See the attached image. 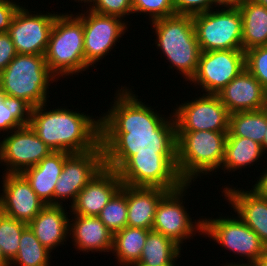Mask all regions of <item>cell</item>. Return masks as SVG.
<instances>
[{
  "label": "cell",
  "mask_w": 267,
  "mask_h": 266,
  "mask_svg": "<svg viewBox=\"0 0 267 266\" xmlns=\"http://www.w3.org/2000/svg\"><path fill=\"white\" fill-rule=\"evenodd\" d=\"M123 88L116 92L110 110L100 117L105 167L117 171L135 154H177L174 116L162 117L131 89Z\"/></svg>",
  "instance_id": "obj_1"
},
{
  "label": "cell",
  "mask_w": 267,
  "mask_h": 266,
  "mask_svg": "<svg viewBox=\"0 0 267 266\" xmlns=\"http://www.w3.org/2000/svg\"><path fill=\"white\" fill-rule=\"evenodd\" d=\"M46 106L32 109L29 126L53 152L85 153L101 144L100 117L67 108L46 111Z\"/></svg>",
  "instance_id": "obj_2"
},
{
  "label": "cell",
  "mask_w": 267,
  "mask_h": 266,
  "mask_svg": "<svg viewBox=\"0 0 267 266\" xmlns=\"http://www.w3.org/2000/svg\"><path fill=\"white\" fill-rule=\"evenodd\" d=\"M157 46L165 54L170 68L190 81L196 74L201 53L192 15L175 14L152 21Z\"/></svg>",
  "instance_id": "obj_3"
},
{
  "label": "cell",
  "mask_w": 267,
  "mask_h": 266,
  "mask_svg": "<svg viewBox=\"0 0 267 266\" xmlns=\"http://www.w3.org/2000/svg\"><path fill=\"white\" fill-rule=\"evenodd\" d=\"M44 57L56 78L89 69L84 56L83 21L78 15L57 14Z\"/></svg>",
  "instance_id": "obj_4"
},
{
  "label": "cell",
  "mask_w": 267,
  "mask_h": 266,
  "mask_svg": "<svg viewBox=\"0 0 267 266\" xmlns=\"http://www.w3.org/2000/svg\"><path fill=\"white\" fill-rule=\"evenodd\" d=\"M177 133V171L185 183L200 174L221 168L228 132L193 131ZM218 168V169H217Z\"/></svg>",
  "instance_id": "obj_5"
},
{
  "label": "cell",
  "mask_w": 267,
  "mask_h": 266,
  "mask_svg": "<svg viewBox=\"0 0 267 266\" xmlns=\"http://www.w3.org/2000/svg\"><path fill=\"white\" fill-rule=\"evenodd\" d=\"M54 79L58 80L49 70L44 55L17 54L0 73V89L34 108L47 102L50 81Z\"/></svg>",
  "instance_id": "obj_6"
},
{
  "label": "cell",
  "mask_w": 267,
  "mask_h": 266,
  "mask_svg": "<svg viewBox=\"0 0 267 266\" xmlns=\"http://www.w3.org/2000/svg\"><path fill=\"white\" fill-rule=\"evenodd\" d=\"M192 16L197 41L202 52L242 50V17L235 3ZM226 7V9H225Z\"/></svg>",
  "instance_id": "obj_7"
},
{
  "label": "cell",
  "mask_w": 267,
  "mask_h": 266,
  "mask_svg": "<svg viewBox=\"0 0 267 266\" xmlns=\"http://www.w3.org/2000/svg\"><path fill=\"white\" fill-rule=\"evenodd\" d=\"M117 173L123 184L135 187L174 191L185 184L177 171V154H135Z\"/></svg>",
  "instance_id": "obj_8"
},
{
  "label": "cell",
  "mask_w": 267,
  "mask_h": 266,
  "mask_svg": "<svg viewBox=\"0 0 267 266\" xmlns=\"http://www.w3.org/2000/svg\"><path fill=\"white\" fill-rule=\"evenodd\" d=\"M203 234L250 263L257 264L267 247L239 217L203 218Z\"/></svg>",
  "instance_id": "obj_9"
},
{
  "label": "cell",
  "mask_w": 267,
  "mask_h": 266,
  "mask_svg": "<svg viewBox=\"0 0 267 266\" xmlns=\"http://www.w3.org/2000/svg\"><path fill=\"white\" fill-rule=\"evenodd\" d=\"M175 112V113H174ZM173 113L176 132H228L230 113L217 95L203 94L177 106Z\"/></svg>",
  "instance_id": "obj_10"
},
{
  "label": "cell",
  "mask_w": 267,
  "mask_h": 266,
  "mask_svg": "<svg viewBox=\"0 0 267 266\" xmlns=\"http://www.w3.org/2000/svg\"><path fill=\"white\" fill-rule=\"evenodd\" d=\"M190 185V183H185L179 189L169 191L160 200L152 227L153 231L165 235L180 247L184 243L183 240L187 238L189 240L193 234H196V231L201 232L199 235H203V219L193 222L183 205L184 199L182 198Z\"/></svg>",
  "instance_id": "obj_11"
},
{
  "label": "cell",
  "mask_w": 267,
  "mask_h": 266,
  "mask_svg": "<svg viewBox=\"0 0 267 266\" xmlns=\"http://www.w3.org/2000/svg\"><path fill=\"white\" fill-rule=\"evenodd\" d=\"M245 68L243 50H212L200 53L198 68L190 82L216 95Z\"/></svg>",
  "instance_id": "obj_12"
},
{
  "label": "cell",
  "mask_w": 267,
  "mask_h": 266,
  "mask_svg": "<svg viewBox=\"0 0 267 266\" xmlns=\"http://www.w3.org/2000/svg\"><path fill=\"white\" fill-rule=\"evenodd\" d=\"M104 167V152L101 144L91 151L71 154L65 160L62 173L56 182L53 204L63 205L62 201L69 198L72 200V205L78 193Z\"/></svg>",
  "instance_id": "obj_13"
},
{
  "label": "cell",
  "mask_w": 267,
  "mask_h": 266,
  "mask_svg": "<svg viewBox=\"0 0 267 266\" xmlns=\"http://www.w3.org/2000/svg\"><path fill=\"white\" fill-rule=\"evenodd\" d=\"M10 133L0 142V164L8 166L5 174H21L53 152L29 125Z\"/></svg>",
  "instance_id": "obj_14"
},
{
  "label": "cell",
  "mask_w": 267,
  "mask_h": 266,
  "mask_svg": "<svg viewBox=\"0 0 267 266\" xmlns=\"http://www.w3.org/2000/svg\"><path fill=\"white\" fill-rule=\"evenodd\" d=\"M86 13L77 15L83 21L85 62L92 67L110 53L112 46L125 34L127 23L117 16L102 15L91 10Z\"/></svg>",
  "instance_id": "obj_15"
},
{
  "label": "cell",
  "mask_w": 267,
  "mask_h": 266,
  "mask_svg": "<svg viewBox=\"0 0 267 266\" xmlns=\"http://www.w3.org/2000/svg\"><path fill=\"white\" fill-rule=\"evenodd\" d=\"M25 8L17 10L8 33L17 54L44 55L57 14H31Z\"/></svg>",
  "instance_id": "obj_16"
},
{
  "label": "cell",
  "mask_w": 267,
  "mask_h": 266,
  "mask_svg": "<svg viewBox=\"0 0 267 266\" xmlns=\"http://www.w3.org/2000/svg\"><path fill=\"white\" fill-rule=\"evenodd\" d=\"M0 211L29 224L46 205L32 190L22 174H3Z\"/></svg>",
  "instance_id": "obj_17"
},
{
  "label": "cell",
  "mask_w": 267,
  "mask_h": 266,
  "mask_svg": "<svg viewBox=\"0 0 267 266\" xmlns=\"http://www.w3.org/2000/svg\"><path fill=\"white\" fill-rule=\"evenodd\" d=\"M216 95L230 114L267 107V91L246 68Z\"/></svg>",
  "instance_id": "obj_18"
},
{
  "label": "cell",
  "mask_w": 267,
  "mask_h": 266,
  "mask_svg": "<svg viewBox=\"0 0 267 266\" xmlns=\"http://www.w3.org/2000/svg\"><path fill=\"white\" fill-rule=\"evenodd\" d=\"M122 185L117 171L104 167L78 193L70 206L72 214L98 216Z\"/></svg>",
  "instance_id": "obj_19"
},
{
  "label": "cell",
  "mask_w": 267,
  "mask_h": 266,
  "mask_svg": "<svg viewBox=\"0 0 267 266\" xmlns=\"http://www.w3.org/2000/svg\"><path fill=\"white\" fill-rule=\"evenodd\" d=\"M225 187L222 193L231 204L237 216L267 246V198L259 196L254 190Z\"/></svg>",
  "instance_id": "obj_20"
},
{
  "label": "cell",
  "mask_w": 267,
  "mask_h": 266,
  "mask_svg": "<svg viewBox=\"0 0 267 266\" xmlns=\"http://www.w3.org/2000/svg\"><path fill=\"white\" fill-rule=\"evenodd\" d=\"M73 215L74 218L69 222V235L72 234L75 248L87 253L112 251L113 233L98 216Z\"/></svg>",
  "instance_id": "obj_21"
},
{
  "label": "cell",
  "mask_w": 267,
  "mask_h": 266,
  "mask_svg": "<svg viewBox=\"0 0 267 266\" xmlns=\"http://www.w3.org/2000/svg\"><path fill=\"white\" fill-rule=\"evenodd\" d=\"M63 205L48 204L28 224L41 244L52 252L69 234V218Z\"/></svg>",
  "instance_id": "obj_22"
},
{
  "label": "cell",
  "mask_w": 267,
  "mask_h": 266,
  "mask_svg": "<svg viewBox=\"0 0 267 266\" xmlns=\"http://www.w3.org/2000/svg\"><path fill=\"white\" fill-rule=\"evenodd\" d=\"M168 192L157 187L127 185V226L152 230L157 205Z\"/></svg>",
  "instance_id": "obj_23"
},
{
  "label": "cell",
  "mask_w": 267,
  "mask_h": 266,
  "mask_svg": "<svg viewBox=\"0 0 267 266\" xmlns=\"http://www.w3.org/2000/svg\"><path fill=\"white\" fill-rule=\"evenodd\" d=\"M68 152H52L36 166L27 168L21 174L30 183L32 190L46 204H53V194Z\"/></svg>",
  "instance_id": "obj_24"
},
{
  "label": "cell",
  "mask_w": 267,
  "mask_h": 266,
  "mask_svg": "<svg viewBox=\"0 0 267 266\" xmlns=\"http://www.w3.org/2000/svg\"><path fill=\"white\" fill-rule=\"evenodd\" d=\"M242 17V50L267 46V7L255 0L235 2Z\"/></svg>",
  "instance_id": "obj_25"
},
{
  "label": "cell",
  "mask_w": 267,
  "mask_h": 266,
  "mask_svg": "<svg viewBox=\"0 0 267 266\" xmlns=\"http://www.w3.org/2000/svg\"><path fill=\"white\" fill-rule=\"evenodd\" d=\"M181 247L165 235L151 230L145 240L140 260L134 266L175 265Z\"/></svg>",
  "instance_id": "obj_26"
},
{
  "label": "cell",
  "mask_w": 267,
  "mask_h": 266,
  "mask_svg": "<svg viewBox=\"0 0 267 266\" xmlns=\"http://www.w3.org/2000/svg\"><path fill=\"white\" fill-rule=\"evenodd\" d=\"M151 230L126 226L113 234L112 251L120 265L134 266L139 260Z\"/></svg>",
  "instance_id": "obj_27"
},
{
  "label": "cell",
  "mask_w": 267,
  "mask_h": 266,
  "mask_svg": "<svg viewBox=\"0 0 267 266\" xmlns=\"http://www.w3.org/2000/svg\"><path fill=\"white\" fill-rule=\"evenodd\" d=\"M262 146L252 139L243 137H227L225 143V157L221 170L236 171L249 165L263 156ZM252 164V165H250Z\"/></svg>",
  "instance_id": "obj_28"
},
{
  "label": "cell",
  "mask_w": 267,
  "mask_h": 266,
  "mask_svg": "<svg viewBox=\"0 0 267 266\" xmlns=\"http://www.w3.org/2000/svg\"><path fill=\"white\" fill-rule=\"evenodd\" d=\"M267 130V107L260 110L235 112L229 116L227 137L249 138L263 144Z\"/></svg>",
  "instance_id": "obj_29"
},
{
  "label": "cell",
  "mask_w": 267,
  "mask_h": 266,
  "mask_svg": "<svg viewBox=\"0 0 267 266\" xmlns=\"http://www.w3.org/2000/svg\"><path fill=\"white\" fill-rule=\"evenodd\" d=\"M32 109L25 100L8 96L0 89V132L28 126Z\"/></svg>",
  "instance_id": "obj_30"
},
{
  "label": "cell",
  "mask_w": 267,
  "mask_h": 266,
  "mask_svg": "<svg viewBox=\"0 0 267 266\" xmlns=\"http://www.w3.org/2000/svg\"><path fill=\"white\" fill-rule=\"evenodd\" d=\"M50 253L27 226L21 234L18 253L9 266H49Z\"/></svg>",
  "instance_id": "obj_31"
},
{
  "label": "cell",
  "mask_w": 267,
  "mask_h": 266,
  "mask_svg": "<svg viewBox=\"0 0 267 266\" xmlns=\"http://www.w3.org/2000/svg\"><path fill=\"white\" fill-rule=\"evenodd\" d=\"M127 185L112 197L98 215L103 224L114 234L127 226Z\"/></svg>",
  "instance_id": "obj_32"
},
{
  "label": "cell",
  "mask_w": 267,
  "mask_h": 266,
  "mask_svg": "<svg viewBox=\"0 0 267 266\" xmlns=\"http://www.w3.org/2000/svg\"><path fill=\"white\" fill-rule=\"evenodd\" d=\"M27 226L28 224L0 211V247L9 262L17 255L21 234Z\"/></svg>",
  "instance_id": "obj_33"
},
{
  "label": "cell",
  "mask_w": 267,
  "mask_h": 266,
  "mask_svg": "<svg viewBox=\"0 0 267 266\" xmlns=\"http://www.w3.org/2000/svg\"><path fill=\"white\" fill-rule=\"evenodd\" d=\"M245 68L267 91V46L255 47L245 51Z\"/></svg>",
  "instance_id": "obj_34"
},
{
  "label": "cell",
  "mask_w": 267,
  "mask_h": 266,
  "mask_svg": "<svg viewBox=\"0 0 267 266\" xmlns=\"http://www.w3.org/2000/svg\"><path fill=\"white\" fill-rule=\"evenodd\" d=\"M132 6L133 14H149L151 21L176 14L172 0H132Z\"/></svg>",
  "instance_id": "obj_35"
},
{
  "label": "cell",
  "mask_w": 267,
  "mask_h": 266,
  "mask_svg": "<svg viewBox=\"0 0 267 266\" xmlns=\"http://www.w3.org/2000/svg\"><path fill=\"white\" fill-rule=\"evenodd\" d=\"M92 5L88 8L92 12L117 16L121 19L125 15L133 14L132 0H93Z\"/></svg>",
  "instance_id": "obj_36"
},
{
  "label": "cell",
  "mask_w": 267,
  "mask_h": 266,
  "mask_svg": "<svg viewBox=\"0 0 267 266\" xmlns=\"http://www.w3.org/2000/svg\"><path fill=\"white\" fill-rule=\"evenodd\" d=\"M176 14L195 15L207 12L214 7L223 8L220 0H172ZM222 5V6H221Z\"/></svg>",
  "instance_id": "obj_37"
},
{
  "label": "cell",
  "mask_w": 267,
  "mask_h": 266,
  "mask_svg": "<svg viewBox=\"0 0 267 266\" xmlns=\"http://www.w3.org/2000/svg\"><path fill=\"white\" fill-rule=\"evenodd\" d=\"M16 55L17 52L9 33H0V73Z\"/></svg>",
  "instance_id": "obj_38"
},
{
  "label": "cell",
  "mask_w": 267,
  "mask_h": 266,
  "mask_svg": "<svg viewBox=\"0 0 267 266\" xmlns=\"http://www.w3.org/2000/svg\"><path fill=\"white\" fill-rule=\"evenodd\" d=\"M21 6L11 0H0V33L8 32L12 20Z\"/></svg>",
  "instance_id": "obj_39"
},
{
  "label": "cell",
  "mask_w": 267,
  "mask_h": 266,
  "mask_svg": "<svg viewBox=\"0 0 267 266\" xmlns=\"http://www.w3.org/2000/svg\"><path fill=\"white\" fill-rule=\"evenodd\" d=\"M261 176V177H260ZM257 178V182L253 185V190L261 197L267 198V169Z\"/></svg>",
  "instance_id": "obj_40"
},
{
  "label": "cell",
  "mask_w": 267,
  "mask_h": 266,
  "mask_svg": "<svg viewBox=\"0 0 267 266\" xmlns=\"http://www.w3.org/2000/svg\"><path fill=\"white\" fill-rule=\"evenodd\" d=\"M258 266H267V247L264 250V253L261 255L259 261L257 262Z\"/></svg>",
  "instance_id": "obj_41"
},
{
  "label": "cell",
  "mask_w": 267,
  "mask_h": 266,
  "mask_svg": "<svg viewBox=\"0 0 267 266\" xmlns=\"http://www.w3.org/2000/svg\"><path fill=\"white\" fill-rule=\"evenodd\" d=\"M9 261L4 257L0 247V266H9Z\"/></svg>",
  "instance_id": "obj_42"
},
{
  "label": "cell",
  "mask_w": 267,
  "mask_h": 266,
  "mask_svg": "<svg viewBox=\"0 0 267 266\" xmlns=\"http://www.w3.org/2000/svg\"><path fill=\"white\" fill-rule=\"evenodd\" d=\"M224 266H258V265L256 263H250V262L249 263H245V264L244 263L240 264L238 262H237V264H235V263L233 264V262H232V263H230L228 265L226 263V265H224Z\"/></svg>",
  "instance_id": "obj_43"
},
{
  "label": "cell",
  "mask_w": 267,
  "mask_h": 266,
  "mask_svg": "<svg viewBox=\"0 0 267 266\" xmlns=\"http://www.w3.org/2000/svg\"><path fill=\"white\" fill-rule=\"evenodd\" d=\"M261 146H262L263 153H265L267 151V130L265 132L264 141Z\"/></svg>",
  "instance_id": "obj_44"
},
{
  "label": "cell",
  "mask_w": 267,
  "mask_h": 266,
  "mask_svg": "<svg viewBox=\"0 0 267 266\" xmlns=\"http://www.w3.org/2000/svg\"><path fill=\"white\" fill-rule=\"evenodd\" d=\"M259 4H262L263 6L267 7V0H255Z\"/></svg>",
  "instance_id": "obj_45"
},
{
  "label": "cell",
  "mask_w": 267,
  "mask_h": 266,
  "mask_svg": "<svg viewBox=\"0 0 267 266\" xmlns=\"http://www.w3.org/2000/svg\"><path fill=\"white\" fill-rule=\"evenodd\" d=\"M223 4L225 3H235L237 0H220Z\"/></svg>",
  "instance_id": "obj_46"
},
{
  "label": "cell",
  "mask_w": 267,
  "mask_h": 266,
  "mask_svg": "<svg viewBox=\"0 0 267 266\" xmlns=\"http://www.w3.org/2000/svg\"><path fill=\"white\" fill-rule=\"evenodd\" d=\"M75 1H77V0H75ZM79 1H81V2L83 1L84 3H86V2H87V4H89V3H90V5H91V3H92V1H93V0H78V2H79Z\"/></svg>",
  "instance_id": "obj_47"
}]
</instances>
